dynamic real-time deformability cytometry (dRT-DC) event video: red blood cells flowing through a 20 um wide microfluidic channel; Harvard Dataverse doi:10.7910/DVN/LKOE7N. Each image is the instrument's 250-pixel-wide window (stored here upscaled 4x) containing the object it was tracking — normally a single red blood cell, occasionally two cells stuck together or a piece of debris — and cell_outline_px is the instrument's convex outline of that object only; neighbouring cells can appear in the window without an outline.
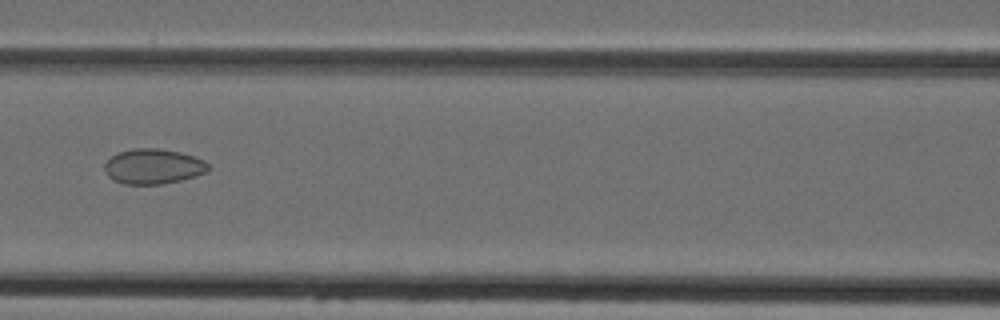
{"species": "Egyptian fruit bat (a non-hibernating species)", "species_latin": "Rousettus aegyptiacus", "temperature_condition": "cold", "stored_images_in_passage": 7, "camera_frame_rate_fps": 3000, "um_per_image_px": 0.085, "animal": {"sex": "female"}, "frame": {"image": 1, "passage_image": 7, "time_ms": 7.0, "image_size_px": [1000, 320], "cell_outline_px": [[212, 168], [196, 176], [180, 180], [160, 184], [124, 184], [112, 180], [108, 176], [104, 168], [104, 164], [112, 156], [120, 152], [132, 148], [156, 148], [180, 152], [204, 160]], "centroid_in_image_um": [13.02, 14.15], "position_along_channel_um": 153.6, "area_um2": 21.15}}